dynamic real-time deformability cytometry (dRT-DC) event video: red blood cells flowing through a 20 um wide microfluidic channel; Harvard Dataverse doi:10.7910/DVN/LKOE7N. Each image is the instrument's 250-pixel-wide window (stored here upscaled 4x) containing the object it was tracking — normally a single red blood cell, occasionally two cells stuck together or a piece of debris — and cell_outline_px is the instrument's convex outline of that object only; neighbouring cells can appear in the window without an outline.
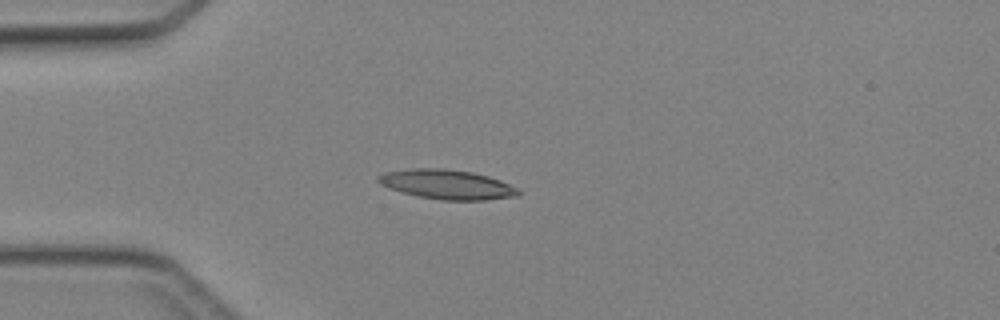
{"species": "Egyptian fruit bat (a non-hibernating species)", "species_latin": "Rousettus aegyptiacus", "temperature_condition": "cold", "stored_images_in_passage": 34, "camera_frame_rate_fps": 3000, "um_per_image_px": 0.085, "animal": {"sex": "female"}, "frame": {"image": 1, "passage_image": 1, "time_ms": 0.0, "image_size_px": [1000, 320], "cell_outline_px": [[520, 196], [484, 200], [440, 200], [420, 196], [388, 188], [376, 180], [376, 176], [384, 172], [408, 168], [444, 168], [472, 172], [488, 176], [500, 180], [516, 188], [520, 192]], "centroid_in_image_um": [37.98, 15.67], "position_along_channel_um": 47.0, "area_um2": 24.1}}
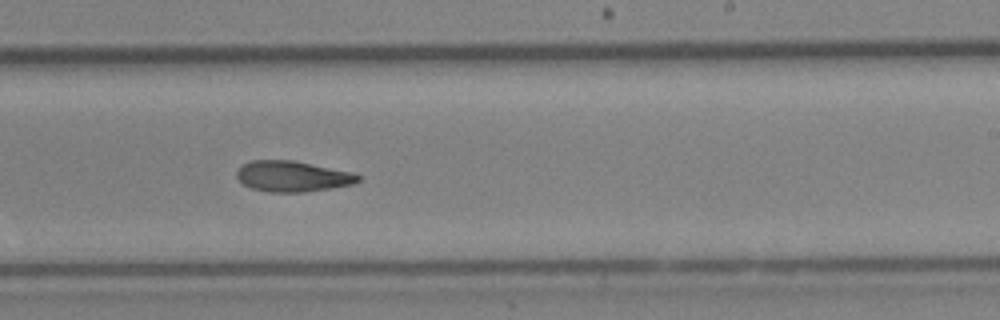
{"frame": {"image": 2, "passage_image": 17, "time_ms": 5.333, "image_size_px": [1000, 320], "cell_outline_px": [[360, 180], [352, 184], [332, 188], [304, 192], [268, 192], [252, 188], [244, 184], [236, 176], [236, 172], [244, 164], [252, 160], [292, 160], [352, 172], [360, 176]], "centroid_in_image_um": [24.87, 14.99], "position_along_channel_um": 264.1, "area_um2": 21.56}}
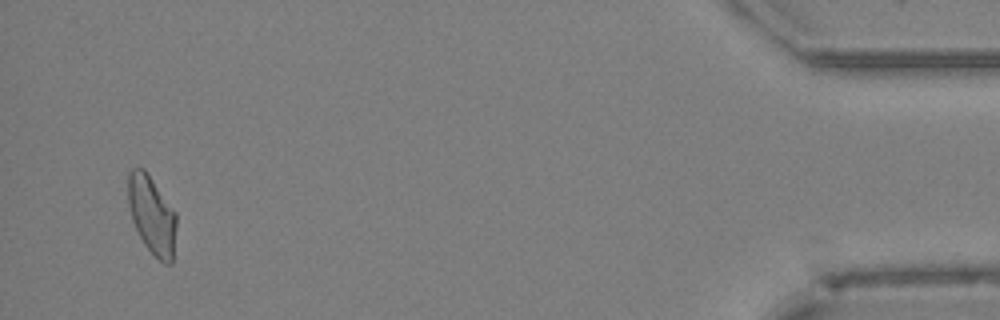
{"frame": {"image": 3, "passage_image": 33, "time_ms": 10.667, "image_size_px": [1000, 320], "cell_outline_px": [[176, 224], [172, 264], [164, 264], [144, 244], [132, 220], [128, 204], [128, 172], [132, 168], [144, 168], [176, 212]], "centroid_in_image_um": [12.91, 18.26], "position_along_channel_um": 422.3, "area_um2": 21.85}}